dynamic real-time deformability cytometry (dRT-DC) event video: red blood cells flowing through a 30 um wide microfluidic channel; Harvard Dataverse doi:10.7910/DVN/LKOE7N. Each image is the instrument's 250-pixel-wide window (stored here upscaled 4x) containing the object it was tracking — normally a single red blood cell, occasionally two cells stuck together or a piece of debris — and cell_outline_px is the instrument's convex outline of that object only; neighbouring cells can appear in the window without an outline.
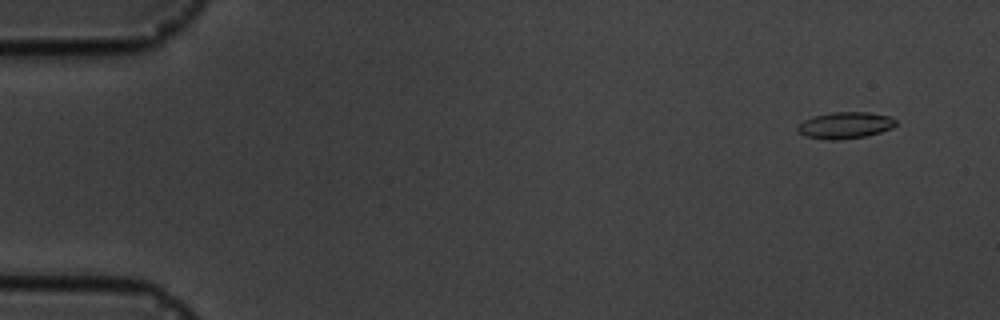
{"species": "common noctule bat (a hibernating species)", "species_latin": "Nyctalus noctula", "temperature_condition": "cold", "stored_images_in_passage": 7, "camera_frame_rate_fps": 3000, "um_per_image_px": 0.085, "animal": {"sex": "male", "body_mass_g": 19.5, "forearm_length_mm": 54.6}, "frame": {"image": 1, "passage_image": 2, "time_ms": 1.0, "image_size_px": [1000, 320], "cell_outline_px": [[896, 124], [892, 128], [880, 132], [864, 136], [840, 140], [828, 140], [804, 136], [796, 128], [804, 120], [812, 116], [832, 112], [868, 112], [892, 116], [896, 120]], "centroid_in_image_um": [71.85, 10.64], "position_along_channel_um": 13.2, "area_um2": 15.26}}
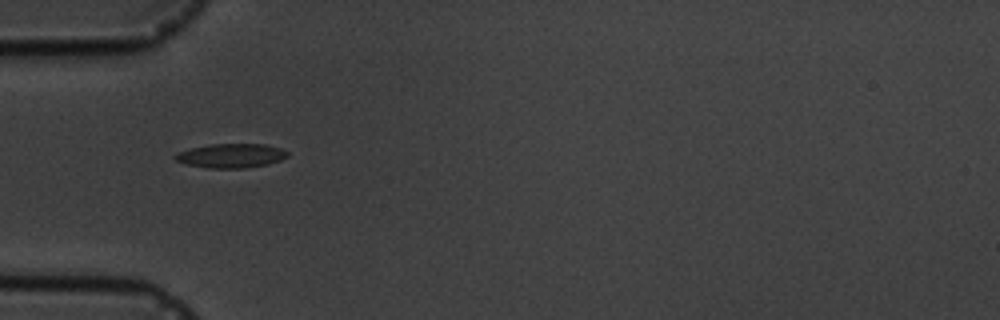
{"frame": {"image": 2, "passage_image": 6, "time_ms": 5.667, "image_size_px": [1000, 320], "cell_outline_px": [[288, 156], [280, 160], [268, 164], [244, 168], [208, 168], [184, 164], [176, 160], [172, 156], [176, 152], [192, 148], [212, 144], [268, 144], [280, 148], [288, 152]], "centroid_in_image_um": [19.62, 13.23], "position_along_channel_um": 65.4, "area_um2": 15.9}}
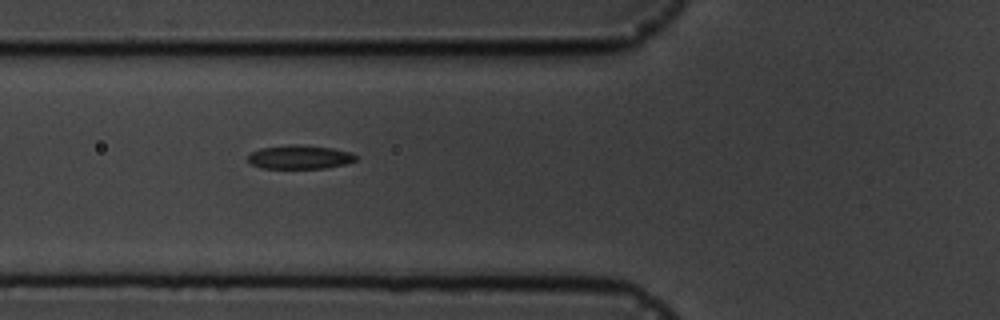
{"frame": {"image": 3, "passage_image": 7, "time_ms": 6.667, "image_size_px": [1000, 320], "cell_outline_px": [[360, 156], [356, 160], [344, 164], [324, 168], [260, 168], [252, 164], [248, 160], [248, 156], [252, 152], [260, 148], [288, 144], [304, 144], [332, 148], [352, 152]], "centroid_in_image_um": [25.51, 13.33], "position_along_channel_um": 100.3, "area_um2": 15.14}}